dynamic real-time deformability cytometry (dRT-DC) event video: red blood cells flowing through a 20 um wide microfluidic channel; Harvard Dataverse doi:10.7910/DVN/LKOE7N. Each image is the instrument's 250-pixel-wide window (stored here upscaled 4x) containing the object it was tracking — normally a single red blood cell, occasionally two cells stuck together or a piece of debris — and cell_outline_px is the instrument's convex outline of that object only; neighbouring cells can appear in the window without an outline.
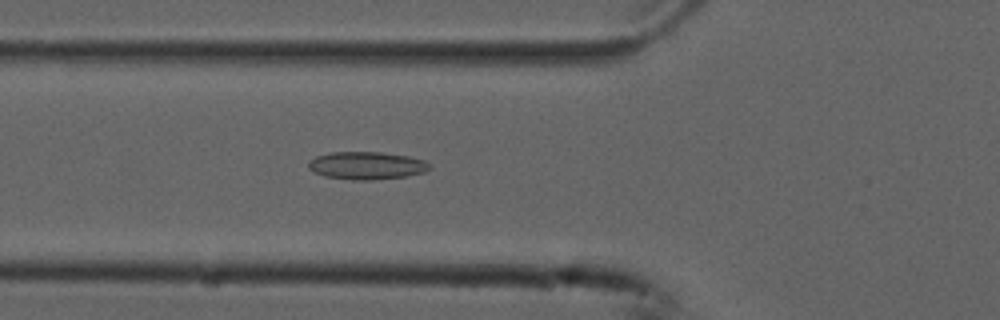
{"species": "common noctule bat (a hibernating species)", "species_latin": "Nyctalus noctula", "temperature_condition": "cold", "stored_images_in_passage": 35, "camera_frame_rate_fps": 3000, "um_per_image_px": 0.085, "animal": {"sex": "male", "forearm_length_mm": 52.5}, "frame": {"image": 1, "passage_image": 13, "time_ms": 4.0, "image_size_px": [1000, 320], "cell_outline_px": [[432, 168], [424, 172], [404, 176], [372, 180], [352, 180], [324, 176], [308, 168], [308, 160], [316, 156], [332, 152], [380, 152], [408, 156], [424, 160]], "centroid_in_image_um": [31.14, 14.07], "position_along_channel_um": 94.7, "area_um2": 19.48}}
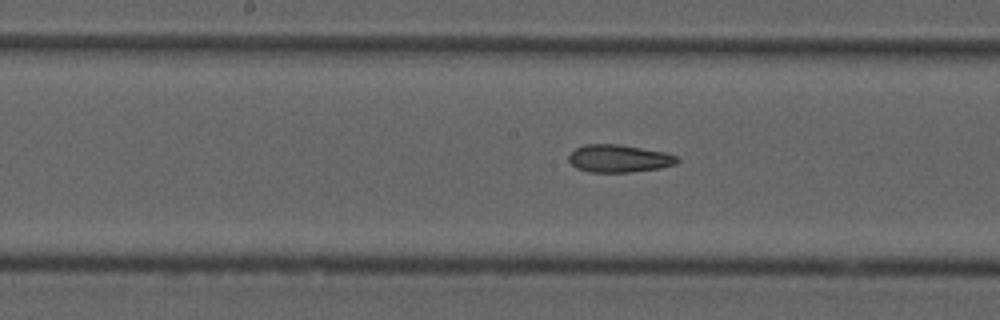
{"frame": {"image": 2, "passage_image": 21, "time_ms": 6.667, "image_size_px": [1000, 320], "cell_outline_px": [[680, 160], [676, 164], [660, 168], [628, 172], [588, 172], [576, 168], [568, 160], [568, 156], [576, 148], [584, 144], [620, 144], [664, 152], [676, 156]], "centroid_in_image_um": [52.6, 13.47], "position_along_channel_um": 195.6, "area_um2": 17.46}}
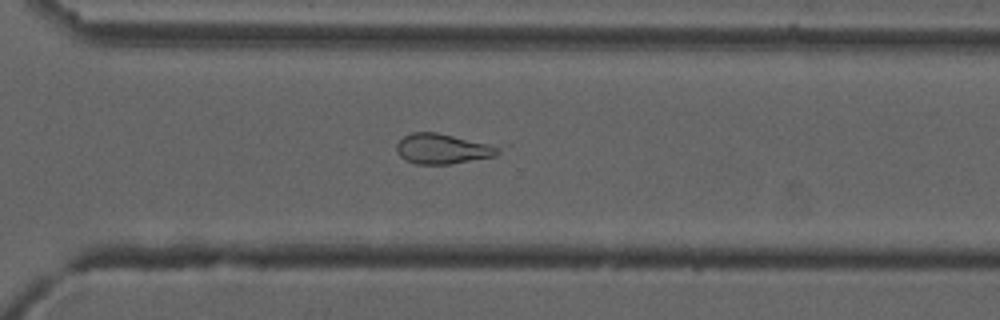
{"frame": {"image": 3, "passage_image": 32, "time_ms": 10.333, "image_size_px": [1000, 320], "cell_outline_px": [[504, 148], [496, 156], [448, 164], [416, 164], [404, 160], [396, 152], [396, 144], [404, 136], [412, 132], [436, 132], [488, 144]], "centroid_in_image_um": [37.59, 12.65], "position_along_channel_um": 333.0, "area_um2": 17.8}, "authors_computed_cell_mechanics": {"area_um2": 17.8024, "velocity_mm_per_s": 3.7593, "shape_relaxation_time_tau1_ms": null, "shape_relaxation_time_tau2_ms": 3.6218, "deformation_change_tau1": null, "deformation_change_tau2": 0.1135}}